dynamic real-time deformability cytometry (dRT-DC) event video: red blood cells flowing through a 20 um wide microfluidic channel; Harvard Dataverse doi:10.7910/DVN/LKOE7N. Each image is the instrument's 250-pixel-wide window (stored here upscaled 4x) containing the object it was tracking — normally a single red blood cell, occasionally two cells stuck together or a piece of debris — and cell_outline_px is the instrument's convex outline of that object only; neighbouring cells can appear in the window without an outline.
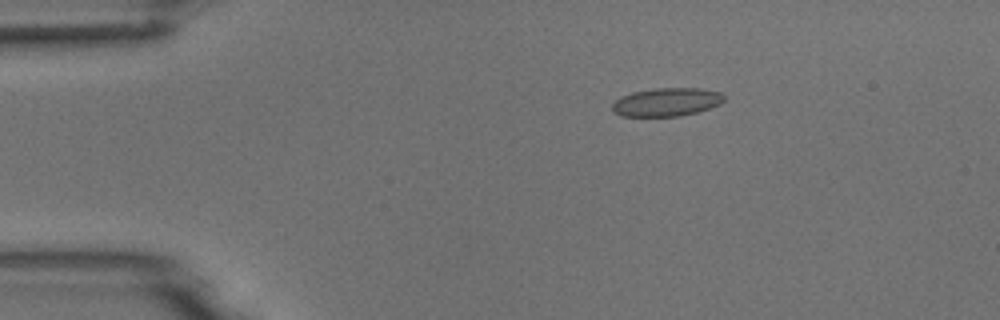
{"species": "common noctule bat (a hibernating species)", "species_latin": "Nyctalus noctula", "temperature_condition": "room temperature", "stored_images_in_passage": 7, "camera_frame_rate_fps": 3000, "um_per_image_px": 0.085, "animal": {"sex": "male", "body_mass_g": 18.8}, "frame": {"image": 1, "passage_image": 3, "time_ms": 2.333, "image_size_px": [1000, 320], "cell_outline_px": [[724, 100], [720, 104], [696, 112], [680, 116], [620, 116], [612, 112], [612, 104], [620, 96], [632, 92], [656, 88], [700, 88], [720, 92], [724, 96]], "centroid_in_image_um": [56.63, 8.67], "position_along_channel_um": 28.4, "area_um2": 18.5}}
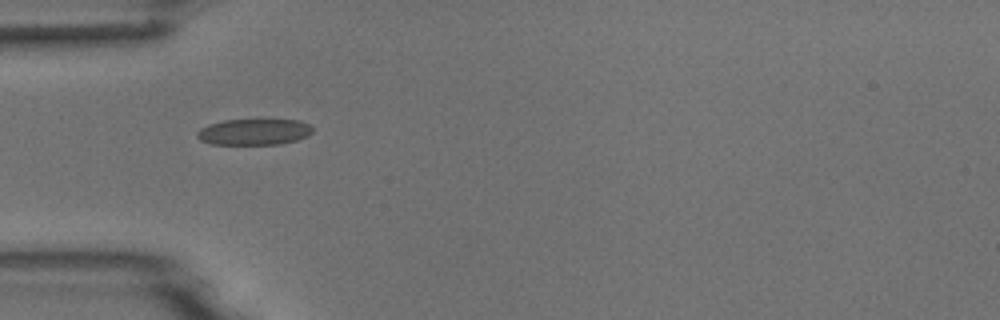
{"frame": {"image": 2, "passage_image": 5, "time_ms": 4.667, "image_size_px": [1000, 320], "cell_outline_px": [[312, 132], [308, 136], [296, 140], [280, 144], [208, 144], [200, 140], [196, 136], [196, 132], [200, 128], [208, 124], [224, 120], [300, 120], [308, 124], [312, 128]], "centroid_in_image_um": [21.56, 11.21], "position_along_channel_um": 63.4, "area_um2": 17.63}}